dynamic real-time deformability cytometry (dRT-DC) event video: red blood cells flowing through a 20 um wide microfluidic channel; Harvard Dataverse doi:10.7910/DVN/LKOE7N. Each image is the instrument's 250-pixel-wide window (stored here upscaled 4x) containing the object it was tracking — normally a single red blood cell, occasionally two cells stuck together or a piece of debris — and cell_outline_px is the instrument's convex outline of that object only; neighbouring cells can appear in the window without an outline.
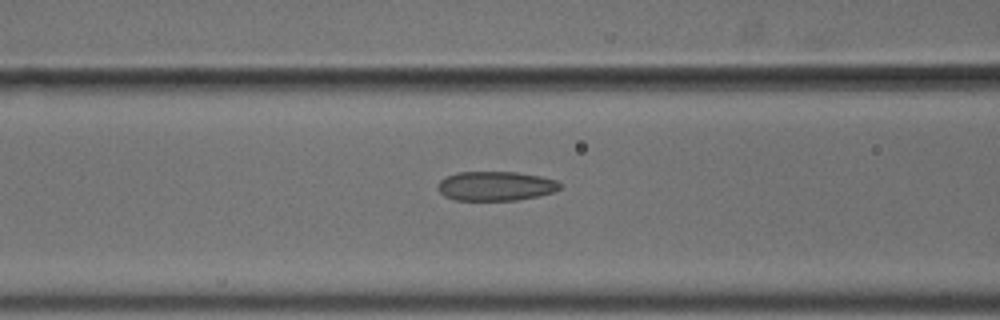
{"species": "common noctule bat (a hibernating species)", "species_latin": "Nyctalus noctula", "temperature_condition": "cold", "stored_images_in_passage": 38, "camera_frame_rate_fps": 3000, "um_per_image_px": 0.085, "animal": {"sex": "male", "body_mass_g": 18.8}, "frame": {"image": 1, "passage_image": 16, "time_ms": 5.0, "image_size_px": [1000, 320], "cell_outline_px": [[560, 188], [552, 192], [536, 196], [516, 200], [456, 200], [444, 196], [440, 192], [436, 184], [440, 180], [456, 172], [516, 172], [540, 176], [556, 180], [560, 184]], "centroid_in_image_um": [42.09, 15.81], "position_along_channel_um": 124.5, "area_um2": 20.75}}
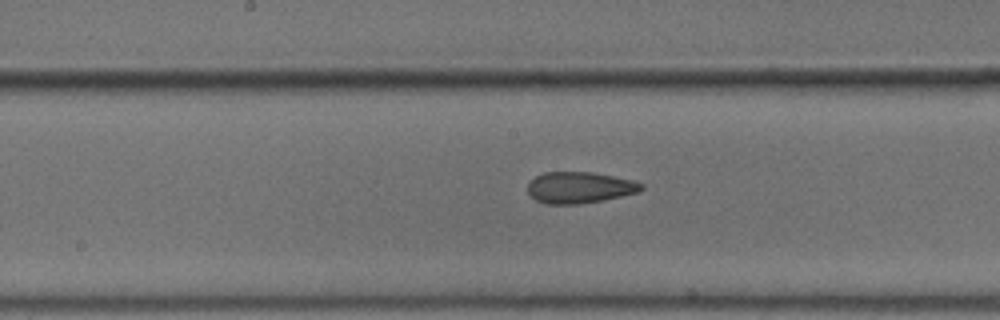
{"frame": {"image": 2, "passage_image": 22, "time_ms": 7.0, "image_size_px": [1000, 320], "cell_outline_px": [[644, 188], [636, 192], [604, 200], [576, 204], [544, 204], [536, 200], [528, 192], [528, 184], [536, 176], [544, 172], [592, 172], [632, 180], [644, 184]], "centroid_in_image_um": [49.24, 15.94], "position_along_channel_um": 199.0, "area_um2": 20.58}}
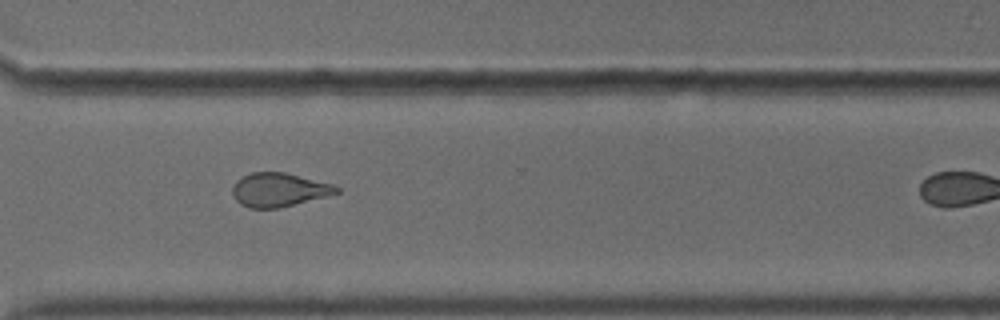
{"frame": {"image": 3, "passage_image": 34, "time_ms": 11.0, "image_size_px": [1000, 320], "cell_outline_px": [[340, 192], [276, 208], [248, 208], [240, 204], [236, 200], [232, 192], [232, 188], [236, 180], [252, 172], [284, 172], [332, 184], [340, 188]], "centroid_in_image_um": [23.66, 16.12], "position_along_channel_um": 346.9, "area_um2": 20.06}}